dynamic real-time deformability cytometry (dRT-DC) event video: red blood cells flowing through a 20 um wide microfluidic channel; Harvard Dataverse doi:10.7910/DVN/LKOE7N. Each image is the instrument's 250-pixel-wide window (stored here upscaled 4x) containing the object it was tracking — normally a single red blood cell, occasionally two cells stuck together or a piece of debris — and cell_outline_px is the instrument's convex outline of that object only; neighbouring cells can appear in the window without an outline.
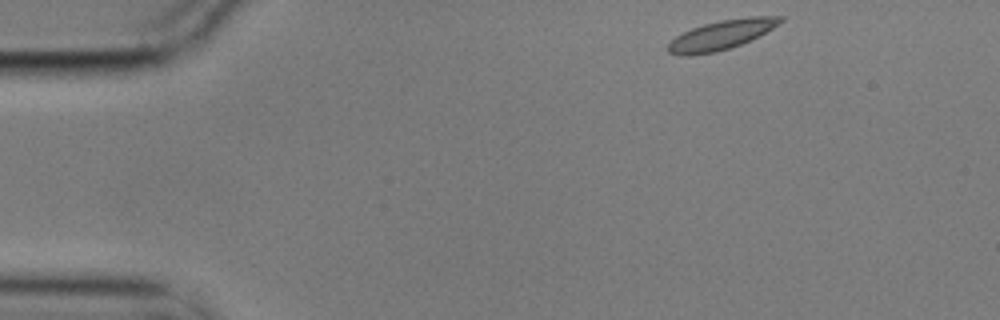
{"species": "common noctule bat (a hibernating species)", "species_latin": "Nyctalus noctula", "temperature_condition": "cold", "stored_images_in_passage": 4, "camera_frame_rate_fps": 3000, "um_per_image_px": 0.085, "animal": {"sex": "male", "body_mass_g": 17.9}, "frame": {"image": 1, "passage_image": 1, "time_ms": 0.0, "image_size_px": [1000, 320], "cell_outline_px": [[784, 20], [772, 28], [740, 44], [716, 52], [692, 56], [688, 56], [668, 52], [668, 44], [676, 36], [692, 28], [704, 24], [720, 20], [748, 16], [784, 16]], "centroid_in_image_um": [61.3, 2.96], "position_along_channel_um": 23.7, "area_um2": 18.9}}
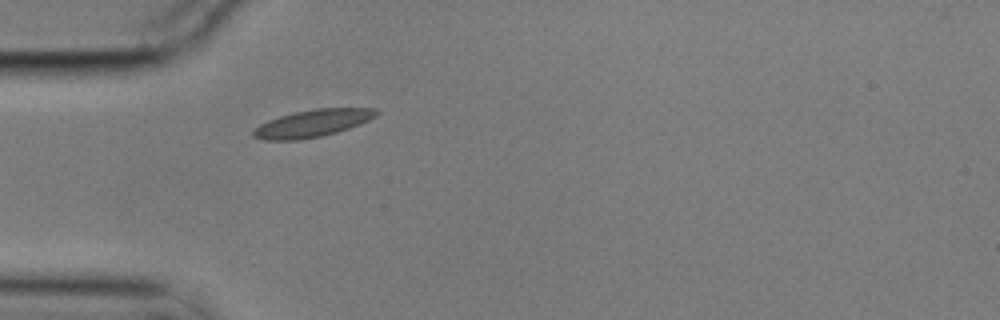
{"frame": {"image": 2, "passage_image": 4, "time_ms": 1.0, "image_size_px": [1000, 320], "cell_outline_px": [[380, 112], [376, 116], [360, 124], [336, 132], [320, 136], [300, 140], [264, 140], [252, 136], [252, 132], [260, 124], [268, 120], [280, 116], [296, 112], [316, 108], [376, 108]], "centroid_in_image_um": [26.57, 10.48], "position_along_channel_um": 58.4, "area_um2": 19.42}}